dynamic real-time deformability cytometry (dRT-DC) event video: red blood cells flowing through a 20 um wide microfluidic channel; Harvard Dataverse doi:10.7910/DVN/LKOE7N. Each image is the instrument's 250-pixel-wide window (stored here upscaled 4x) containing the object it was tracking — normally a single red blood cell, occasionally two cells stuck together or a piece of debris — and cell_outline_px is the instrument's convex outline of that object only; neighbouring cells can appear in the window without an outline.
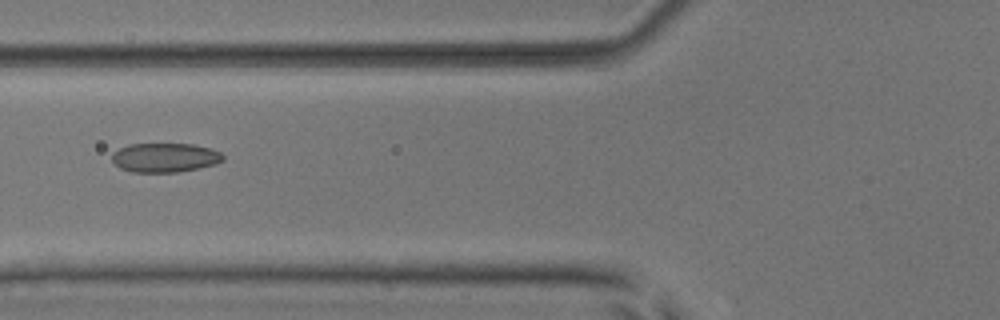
{"species": "common noctule bat (a hibernating species)", "species_latin": "Nyctalus noctula", "temperature_condition": "room temperature", "stored_images_in_passage": 4, "camera_frame_rate_fps": 3000, "um_per_image_px": 0.085, "animal": {"sex": "male", "body_mass_g": 17.9, "forearm_length_mm": 54.2}, "frame": {"image": 1, "passage_image": 3, "time_ms": 3.333, "image_size_px": [1000, 320], "cell_outline_px": [[224, 160], [212, 164], [196, 168], [176, 172], [132, 172], [120, 168], [112, 160], [112, 152], [128, 144], [192, 144], [208, 148], [220, 152], [224, 156]], "centroid_in_image_um": [13.97, 13.39], "position_along_channel_um": 111.8, "area_um2": 18.67}}
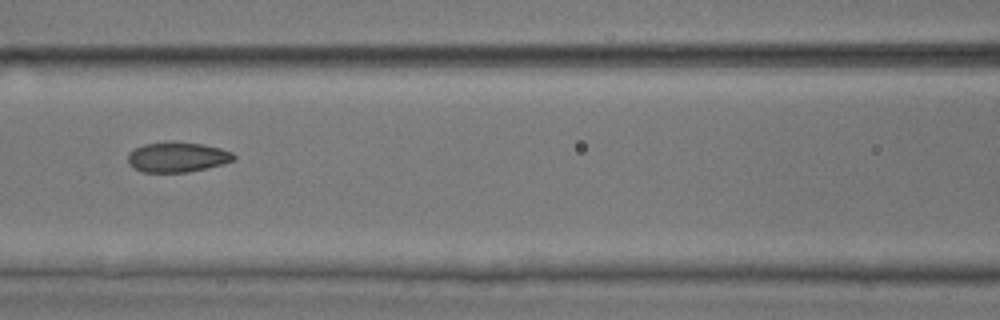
{"frame": {"image": 2, "passage_image": 4, "time_ms": 4.333, "image_size_px": [1000, 320], "cell_outline_px": [[236, 156], [232, 160], [224, 164], [188, 172], [144, 172], [132, 168], [128, 164], [128, 152], [144, 144], [172, 140], [204, 144], [220, 148], [232, 152]], "centroid_in_image_um": [15.05, 13.34], "position_along_channel_um": 151.5, "area_um2": 18.84}}